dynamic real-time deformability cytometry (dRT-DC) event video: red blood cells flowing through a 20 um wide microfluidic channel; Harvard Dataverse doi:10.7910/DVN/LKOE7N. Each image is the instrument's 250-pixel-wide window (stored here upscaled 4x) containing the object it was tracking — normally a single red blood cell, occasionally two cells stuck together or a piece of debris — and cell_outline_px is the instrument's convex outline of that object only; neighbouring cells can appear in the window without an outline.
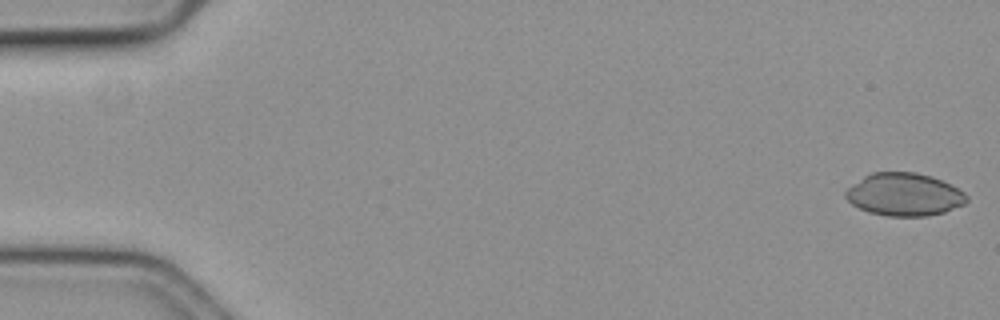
{"species": "common noctule bat (a hibernating species)", "species_latin": "Nyctalus noctula", "temperature_condition": "cold", "stored_images_in_passage": 57, "camera_frame_rate_fps": 3000, "um_per_image_px": 0.085, "animal": {"sex": "female", "body_mass_g": 19.3, "forearm_length_mm": 54.1}, "frame": {"image": 1, "passage_image": 1, "time_ms": 0.0, "image_size_px": [1000, 320], "cell_outline_px": [[968, 200], [964, 204], [944, 212], [928, 216], [888, 216], [868, 212], [852, 204], [844, 196], [844, 192], [852, 184], [864, 176], [872, 172], [916, 172], [932, 176], [964, 192], [968, 196]], "centroid_in_image_um": [76.84, 16.53], "position_along_channel_um": 8.2, "area_um2": 30.11}}
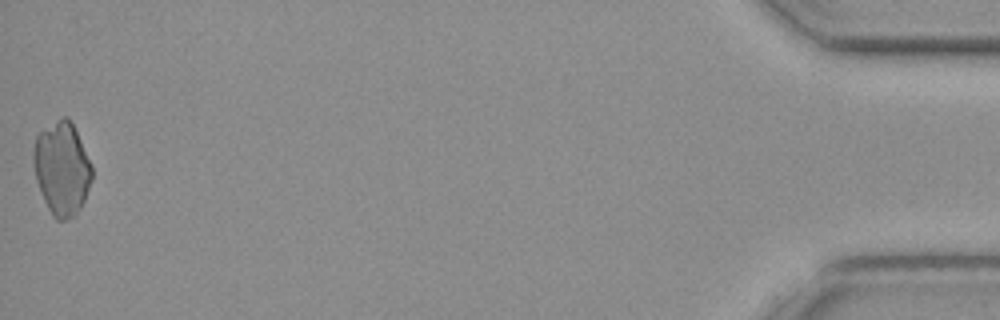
{"frame": {"image": 2, "passage_image": 57, "time_ms": 18.667, "image_size_px": [1000, 320], "cell_outline_px": [[92, 180], [84, 200], [76, 216], [64, 220], [56, 220], [52, 216], [44, 200], [36, 180], [32, 160], [32, 156], [36, 136], [40, 132], [60, 116], [68, 116], [92, 164]], "centroid_in_image_um": [5.25, 14.33], "position_along_channel_um": 429.9, "area_um2": 31.85}}